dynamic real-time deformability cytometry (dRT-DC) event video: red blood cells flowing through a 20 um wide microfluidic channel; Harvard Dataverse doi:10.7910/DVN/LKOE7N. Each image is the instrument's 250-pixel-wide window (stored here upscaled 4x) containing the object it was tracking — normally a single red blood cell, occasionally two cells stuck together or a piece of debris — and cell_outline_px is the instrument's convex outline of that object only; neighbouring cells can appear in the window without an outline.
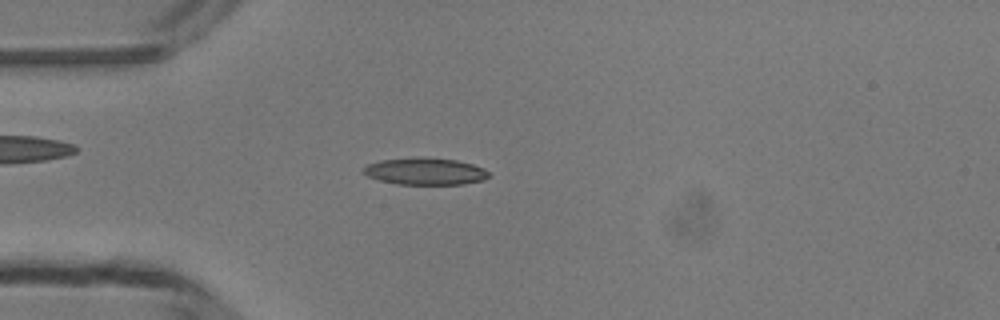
{"species": "common noctule bat (a hibernating species)", "species_latin": "Nyctalus noctula", "temperature_condition": "room temperature", "stored_images_in_passage": 48, "camera_frame_rate_fps": 3000, "um_per_image_px": 0.085, "animal": {"sex": "male", "body_mass_g": 13.3}, "frame": {"image": 1, "passage_image": 13, "time_ms": 4.0, "image_size_px": [1000, 320], "cell_outline_px": [[488, 176], [484, 180], [464, 184], [396, 184], [380, 180], [368, 176], [364, 172], [364, 168], [368, 164], [380, 160], [416, 156], [424, 156], [456, 160], [472, 164], [484, 168], [488, 172]], "centroid_in_image_um": [36.15, 14.54], "position_along_channel_um": 48.9, "area_um2": 19.83}}
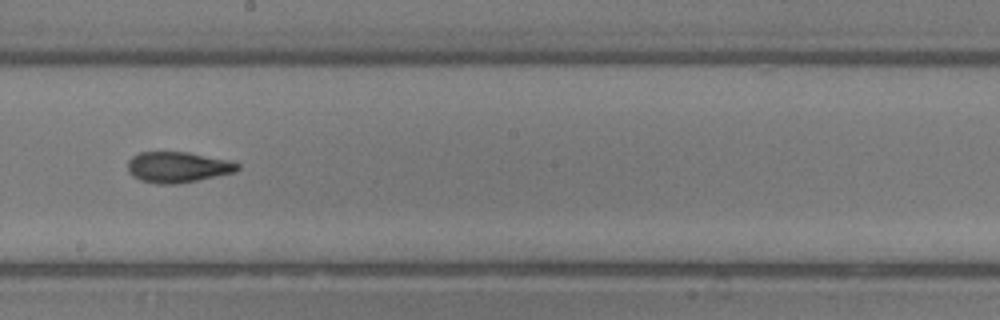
{"frame": {"image": 2, "passage_image": 27, "time_ms": 8.667, "image_size_px": [1000, 320], "cell_outline_px": [[240, 168], [236, 172], [176, 184], [156, 184], [140, 180], [132, 176], [128, 172], [128, 160], [132, 156], [140, 152], [188, 152], [232, 160], [240, 164]], "centroid_in_image_um": [15.12, 14.2], "position_along_channel_um": 233.1, "area_um2": 19.88}}
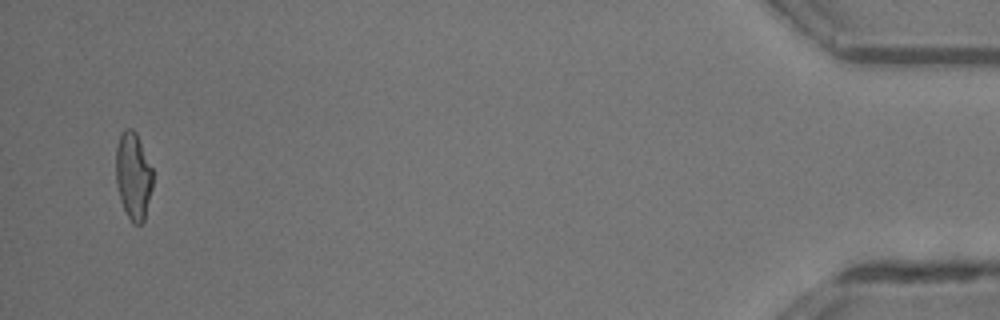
{"frame": {"image": 3, "passage_image": 47, "time_ms": 15.333, "image_size_px": [1000, 320], "cell_outline_px": [[152, 188], [144, 220], [140, 224], [132, 224], [120, 200], [116, 184], [116, 148], [120, 132], [124, 128], [132, 128], [136, 132], [152, 168]], "centroid_in_image_um": [11.31, 14.93], "position_along_channel_um": 423.9, "area_um2": 18.79}, "authors_computed_cell_mechanics": {"area_um2": 19.3052, "velocity_mm_per_s": 4.201, "shape_relaxation_time_tau1_ms": 5.6103, "shape_relaxation_time_tau2_ms": 1.7508, "deformation_change_tau1": 0.2188, "deformation_change_tau2": 0.0995}}